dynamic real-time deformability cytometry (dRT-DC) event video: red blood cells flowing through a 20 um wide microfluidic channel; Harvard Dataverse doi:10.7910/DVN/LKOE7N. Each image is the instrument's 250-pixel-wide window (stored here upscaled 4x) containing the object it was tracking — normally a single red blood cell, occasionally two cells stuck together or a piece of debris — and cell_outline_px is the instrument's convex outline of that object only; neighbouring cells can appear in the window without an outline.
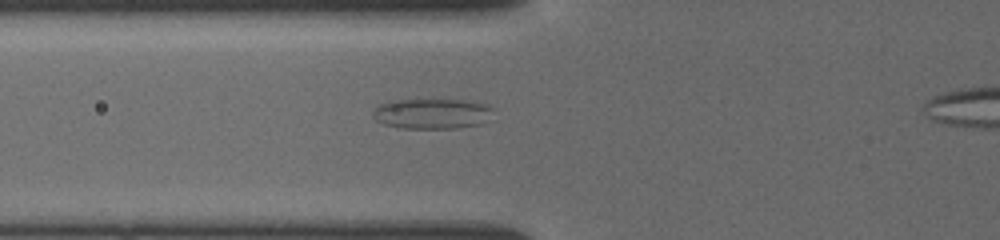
{"species": "common noctule bat (a hibernating species)", "species_latin": "Nyctalus noctula", "temperature_condition": "cold", "stored_images_in_passage": 6, "camera_frame_rate_fps": 3000, "um_per_image_px": 0.085, "animal": {"sex": "female", "body_mass_g": 19.5, "forearm_length_mm": 54.1}, "frame": {"image": 1, "passage_image": 5, "time_ms": 4.0, "image_size_px": [1000, 240], "cell_outline_px": [[492, 108], [480, 124], [452, 128], [404, 128], [384, 124], [376, 120], [372, 116], [372, 112], [380, 104], [392, 100], [464, 100], [488, 104]], "centroid_in_image_um": [36.64, 9.65], "position_along_channel_um": 89.2, "area_um2": 20.75}}